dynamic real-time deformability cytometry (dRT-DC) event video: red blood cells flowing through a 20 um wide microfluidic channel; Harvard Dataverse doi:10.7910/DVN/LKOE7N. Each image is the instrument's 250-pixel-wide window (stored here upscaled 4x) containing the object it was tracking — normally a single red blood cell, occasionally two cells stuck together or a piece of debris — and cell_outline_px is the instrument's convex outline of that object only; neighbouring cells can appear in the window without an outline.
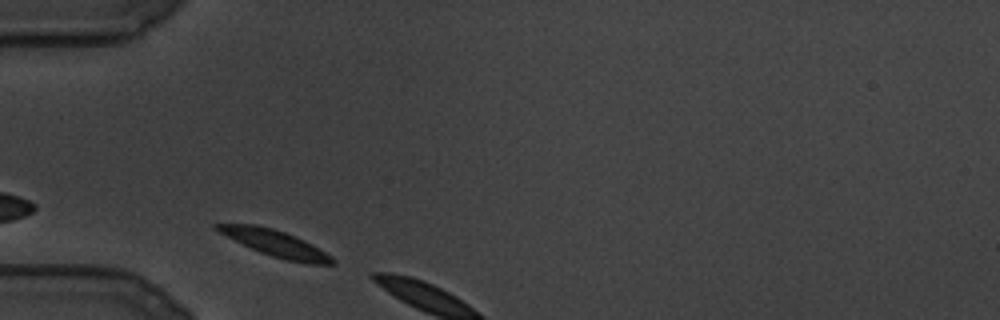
{"species": "common noctule bat (a hibernating species)", "species_latin": "Nyctalus noctula", "temperature_condition": "cold", "stored_images_in_passage": 3, "camera_frame_rate_fps": 3000, "um_per_image_px": 0.085, "animal": {"sex": "male", "body_mass_g": 19.5, "forearm_length_mm": 54.6}, "frame": {"image": 1, "passage_image": 1, "time_ms": 0.0, "image_size_px": [1000, 320], "cell_outline_px": [[336, 264], [308, 264], [284, 260], [260, 252], [212, 228], [212, 224], [256, 224], [272, 228], [284, 232], [304, 240], [312, 244], [332, 256], [336, 260]], "centroid_in_image_um": [23.45, 20.69], "position_along_channel_um": 61.5, "area_um2": 17.51}}